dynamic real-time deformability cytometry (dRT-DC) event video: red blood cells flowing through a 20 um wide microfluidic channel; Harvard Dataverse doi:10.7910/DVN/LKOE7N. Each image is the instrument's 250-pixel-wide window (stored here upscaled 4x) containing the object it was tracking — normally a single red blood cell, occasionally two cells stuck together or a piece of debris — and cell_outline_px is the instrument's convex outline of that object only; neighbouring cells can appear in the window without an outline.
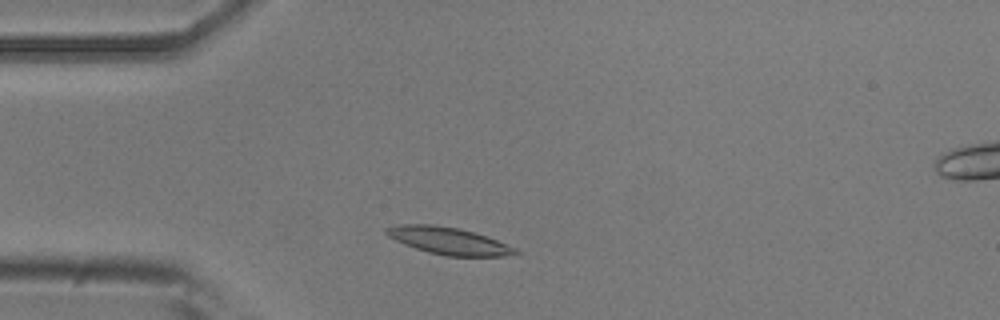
{"species": "common noctule bat (a hibernating species)", "species_latin": "Nyctalus noctula", "temperature_condition": "room temperature", "stored_images_in_passage": 44, "segment_of_instrument_passage": [1, 2], "camera_frame_rate_fps": 3000, "um_per_image_px": 0.085, "animal": {"sex": "male", "body_mass_g": 20.5, "forearm_length_mm": 52.5}, "frame": {"image": 1, "passage_image": 2, "time_ms": 0.333, "image_size_px": [1000, 320], "cell_outline_px": [[520, 252], [504, 256], [448, 256], [428, 252], [416, 248], [396, 240], [388, 236], [384, 232], [384, 228], [400, 224], [432, 224], [456, 228], [488, 236], [508, 244], [516, 248]], "centroid_in_image_um": [38.14, 20.46], "position_along_channel_um": 46.9, "area_um2": 20.23}}
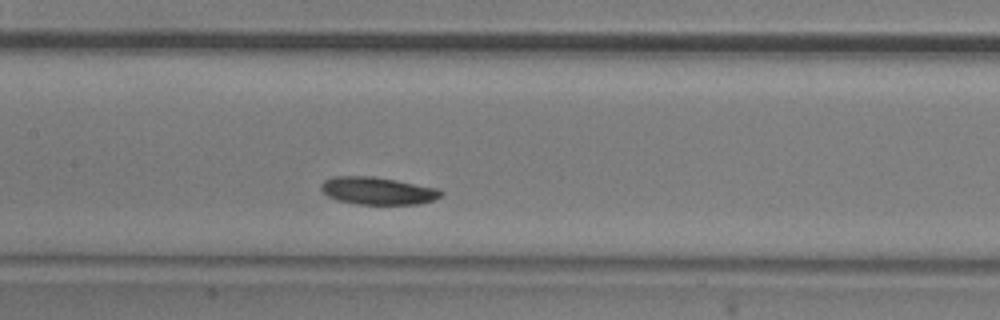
{"frame": {"image": 2, "passage_image": 14, "time_ms": 4.333, "image_size_px": [1000, 320], "cell_outline_px": [[444, 192], [440, 196], [432, 200], [420, 204], [356, 204], [336, 200], [328, 196], [320, 188], [320, 184], [324, 180], [332, 176], [372, 176], [396, 180], [440, 188]], "centroid_in_image_um": [32.1, 16.21], "position_along_channel_um": 175.3, "area_um2": 19.36}}
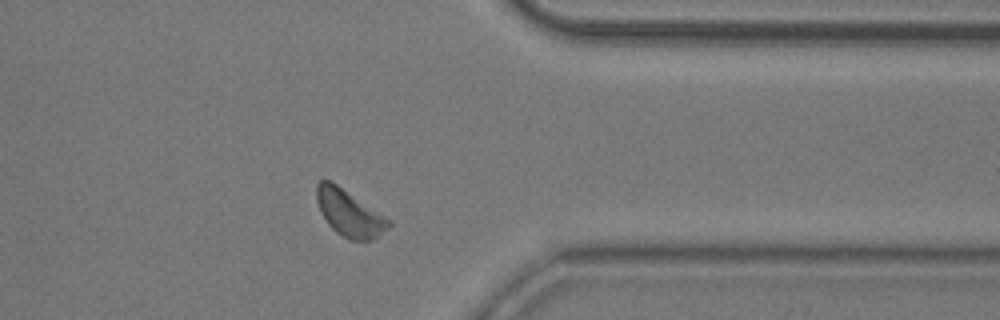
{"frame": {"image": 3, "passage_image": 32, "time_ms": 10.333, "image_size_px": [1000, 320], "cell_outline_px": [[392, 224], [372, 240], [348, 240], [336, 232], [328, 224], [316, 200], [316, 184], [320, 180], [328, 180], [336, 184], [392, 220]], "centroid_in_image_um": [29.7, 18.12], "position_along_channel_um": 381.7, "area_um2": 19.25}}